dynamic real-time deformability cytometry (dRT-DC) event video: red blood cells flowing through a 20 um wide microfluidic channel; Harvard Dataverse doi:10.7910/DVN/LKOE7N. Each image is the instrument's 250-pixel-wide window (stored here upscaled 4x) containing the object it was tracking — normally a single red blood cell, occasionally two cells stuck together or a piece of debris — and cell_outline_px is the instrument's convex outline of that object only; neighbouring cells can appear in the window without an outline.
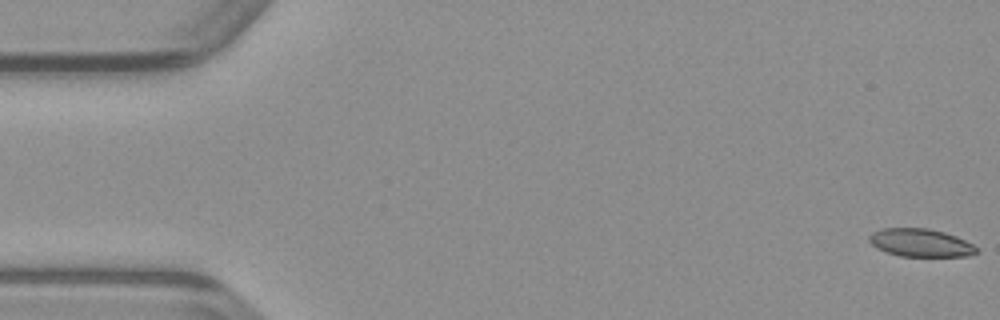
{"species": "common noctule bat (a hibernating species)", "species_latin": "Nyctalus noctula", "temperature_condition": "warm", "stored_images_in_passage": 49, "camera_frame_rate_fps": 3000, "um_per_image_px": 0.085, "animal": {"sex": "male", "body_mass_g": 23.1, "forearm_length_mm": 52.7}, "frame": {"image": 1, "passage_image": 1, "time_ms": 0.0, "image_size_px": [1000, 320], "cell_outline_px": [[976, 252], [968, 256], [900, 256], [876, 248], [868, 240], [868, 236], [872, 232], [880, 228], [928, 228], [944, 232], [956, 236], [972, 244], [976, 248]], "centroid_in_image_um": [78.2, 20.62], "position_along_channel_um": 6.8, "area_um2": 17.4}}
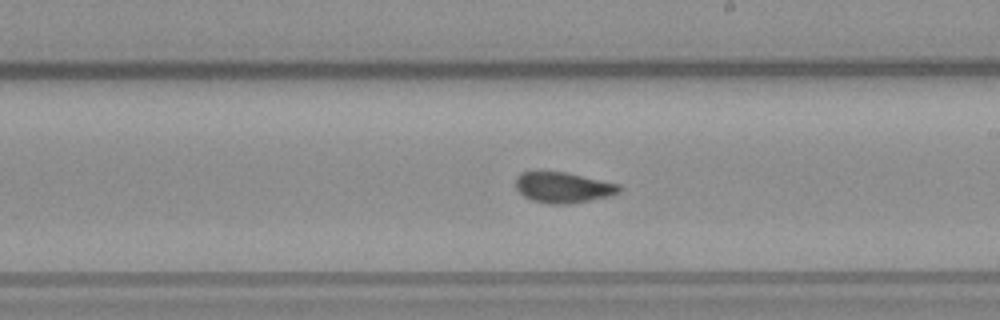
{"frame": {"image": 2, "passage_image": 28, "time_ms": 9.0, "image_size_px": [1000, 320], "cell_outline_px": [[620, 192], [608, 196], [572, 204], [548, 204], [532, 200], [524, 196], [516, 188], [516, 176], [520, 172], [536, 168], [540, 168], [564, 172], [620, 184]], "centroid_in_image_um": [47.78, 15.89], "position_along_channel_um": 241.2, "area_um2": 19.07}}
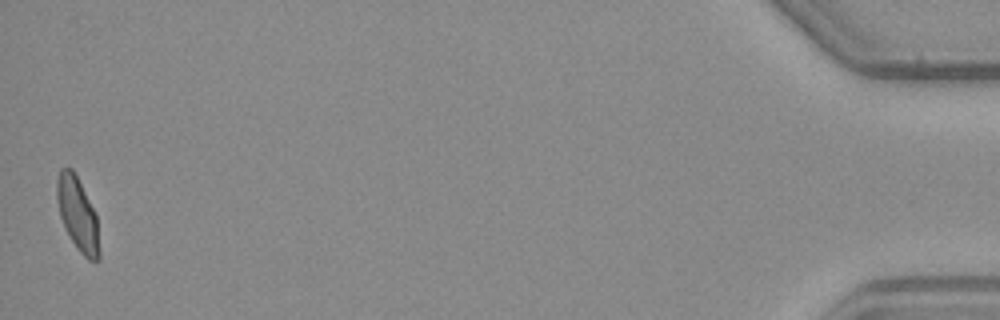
{"frame": {"image": 3, "passage_image": 49, "time_ms": 16.0, "image_size_px": [1000, 320], "cell_outline_px": [[100, 260], [88, 260], [76, 248], [60, 216], [56, 196], [56, 180], [60, 168], [72, 168], [96, 216], [100, 252]], "centroid_in_image_um": [6.59, 18.22], "position_along_channel_um": 428.6, "area_um2": 17.69}}